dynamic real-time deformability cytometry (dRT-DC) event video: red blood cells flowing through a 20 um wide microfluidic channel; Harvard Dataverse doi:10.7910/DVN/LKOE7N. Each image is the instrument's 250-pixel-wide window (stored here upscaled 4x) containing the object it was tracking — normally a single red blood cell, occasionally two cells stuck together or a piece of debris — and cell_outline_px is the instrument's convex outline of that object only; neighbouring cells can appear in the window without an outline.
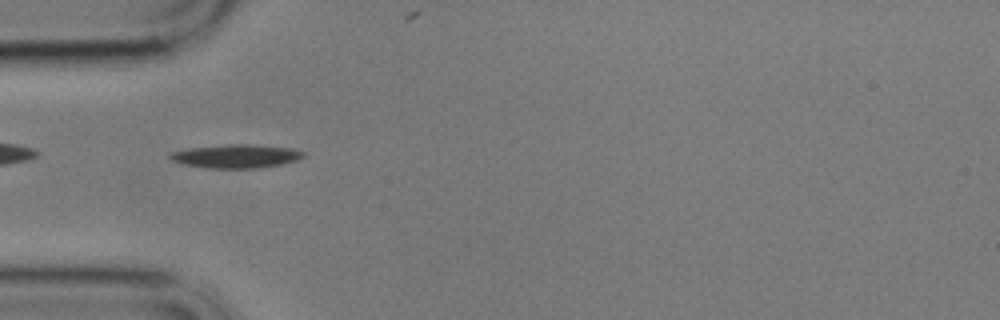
{"species": "common noctule bat (a hibernating species)", "species_latin": "Nyctalus noctula", "temperature_condition": "cold", "stored_images_in_passage": 36, "camera_frame_rate_fps": 3000, "um_per_image_px": 0.085, "animal": {"sex": "male", "body_mass_g": 17.9}, "frame": {"image": 1, "passage_image": 3, "time_ms": 0.667, "image_size_px": [1000, 320], "cell_outline_px": [[304, 156], [296, 160], [280, 164], [260, 168], [208, 168], [184, 164], [172, 160], [168, 156], [168, 152], [188, 148], [224, 144], [252, 144], [292, 148], [304, 152]], "centroid_in_image_um": [20.03, 13.26], "position_along_channel_um": 65.0, "area_um2": 18.38}}
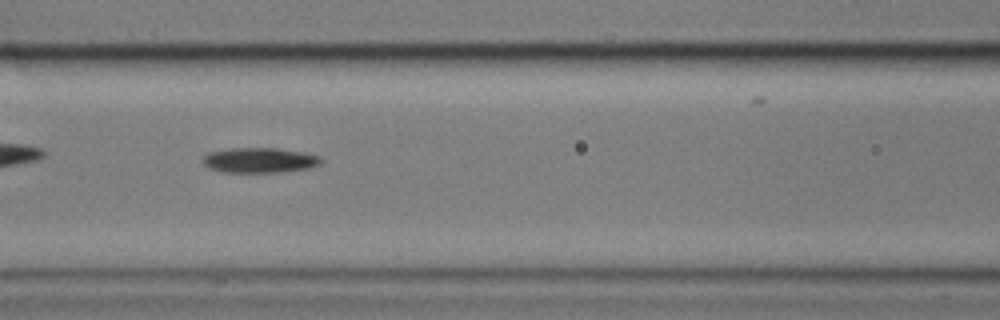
{"frame": {"image": 2, "passage_image": 10, "time_ms": 3.0, "image_size_px": [1000, 320], "cell_outline_px": [[324, 160], [320, 164], [308, 168], [276, 172], [224, 172], [208, 168], [204, 164], [204, 156], [208, 152], [232, 148], [276, 148], [304, 152], [320, 156]], "centroid_in_image_um": [22.08, 13.61], "position_along_channel_um": 144.5, "area_um2": 17.22}}
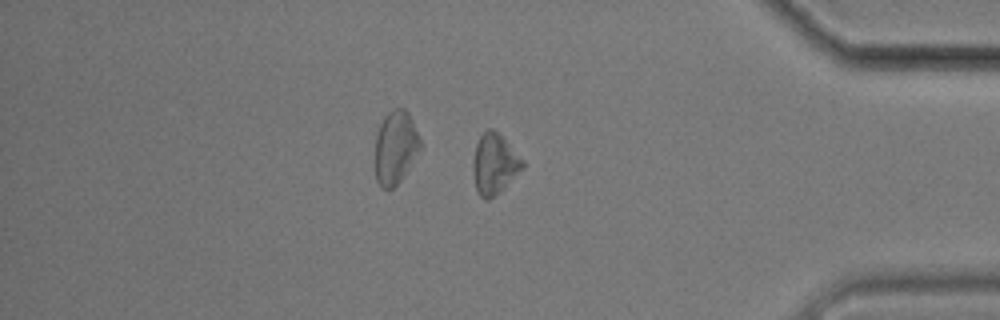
{"frame": {"image": 3, "passage_image": 34, "time_ms": 11.0, "image_size_px": [1000, 320], "cell_outline_px": [[524, 168], [500, 192], [488, 200], [484, 200], [476, 192], [472, 168], [472, 160], [476, 144], [480, 136], [488, 128], [492, 128], [524, 160]], "centroid_in_image_um": [42.0, 13.98], "position_along_channel_um": 393.2, "area_um2": 17.46}, "authors_computed_cell_mechanics": {"area_um2": 17.0221, "velocity_mm_per_s": 3.4448, "shape_relaxation_time_tau1_ms": 2.2757, "shape_relaxation_time_tau2_ms": null, "deformation_change_tau1": 0.116, "deformation_change_tau2": null}}